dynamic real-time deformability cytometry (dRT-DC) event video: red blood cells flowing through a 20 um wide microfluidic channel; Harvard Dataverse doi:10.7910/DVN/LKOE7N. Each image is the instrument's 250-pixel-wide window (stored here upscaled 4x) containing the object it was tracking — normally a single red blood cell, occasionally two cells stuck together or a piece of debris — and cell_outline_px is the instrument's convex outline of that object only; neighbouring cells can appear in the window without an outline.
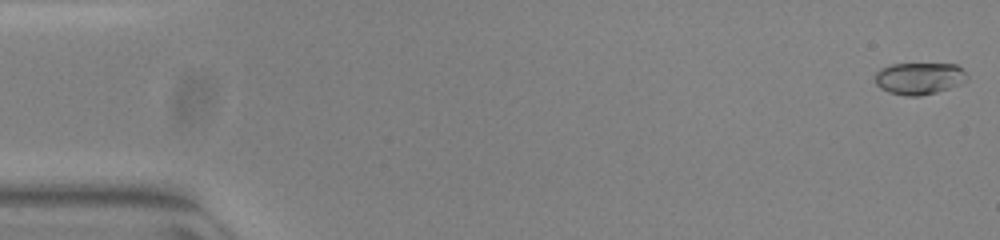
{"species": "common noctule bat (a hibernating species)", "species_latin": "Nyctalus noctula", "temperature_condition": "warm", "stored_images_in_passage": 53, "camera_frame_rate_fps": 3000, "um_per_image_px": 0.085, "animal": {"sex": "female", "body_mass_g": 23.0, "forearm_length_mm": 53.4}, "frame": {"image": 1, "passage_image": 1, "time_ms": 0.0, "image_size_px": [1000, 240], "cell_outline_px": [[968, 80], [960, 84], [936, 92], [920, 96], [904, 96], [888, 92], [880, 88], [876, 84], [876, 72], [880, 68], [892, 64], [956, 64], [968, 72]], "centroid_in_image_um": [78.16, 6.66], "position_along_channel_um": 6.8, "area_um2": 17.28}}
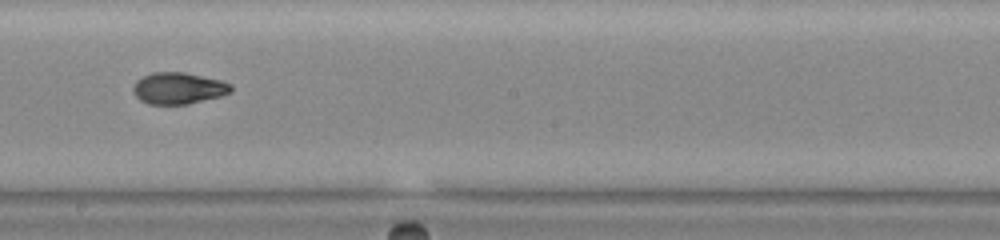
{"frame": {"image": 2, "passage_image": 30, "time_ms": 9.667, "image_size_px": [1000, 240], "cell_outline_px": [[232, 92], [220, 96], [188, 104], [148, 104], [140, 100], [132, 92], [132, 88], [136, 80], [152, 72], [184, 72], [220, 80], [232, 84]], "centroid_in_image_um": [15.15, 7.5], "position_along_channel_um": 233.0, "area_um2": 18.03}}
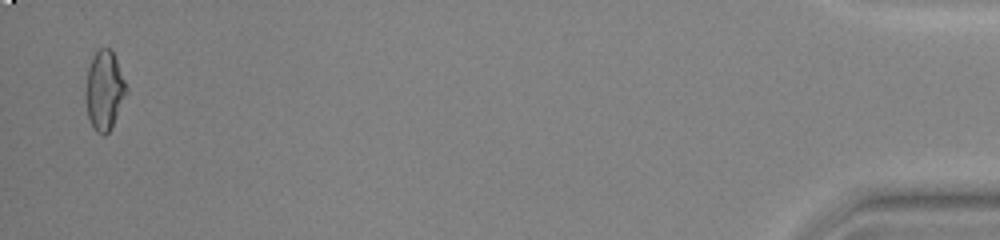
{"frame": {"image": 3, "passage_image": 52, "time_ms": 17.0, "image_size_px": [1000, 240], "cell_outline_px": [[128, 92], [112, 128], [104, 136], [96, 132], [92, 128], [88, 116], [84, 96], [84, 92], [88, 68], [92, 56], [100, 48], [112, 48], [128, 88]], "centroid_in_image_um": [8.87, 7.7], "position_along_channel_um": 426.3, "area_um2": 19.31}, "authors_computed_cell_mechanics": {"area_um2": 18.0336, "velocity_mm_per_s": 3.8933, "shape_relaxation_time_tau1_ms": 6.2799, "shape_relaxation_time_tau2_ms": 1.6287, "deformation_change_tau1": 0.2056, "deformation_change_tau2": 0.0551}}